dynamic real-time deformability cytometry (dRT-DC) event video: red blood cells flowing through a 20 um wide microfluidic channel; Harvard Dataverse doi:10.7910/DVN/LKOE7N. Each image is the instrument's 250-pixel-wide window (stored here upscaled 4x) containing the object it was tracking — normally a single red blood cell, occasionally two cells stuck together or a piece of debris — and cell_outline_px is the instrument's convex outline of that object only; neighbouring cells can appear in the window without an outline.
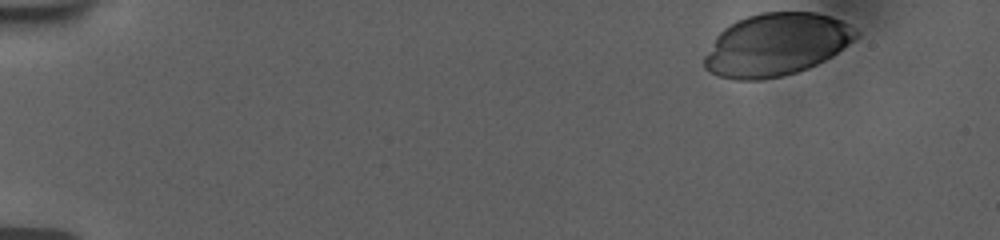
{"species": "human", "species_latin": "Homo sapiens", "temperature_condition": "room temperature", "stored_images_in_passage": 44, "camera_frame_rate_fps": 3000, "um_per_image_px": 0.085, "donor": {"sex": "female"}, "frame": {"image": 1, "passage_image": 1, "time_ms": 0.0, "image_size_px": [1000, 240], "cell_outline_px": [[860, 32], [852, 40], [832, 56], [808, 68], [784, 76], [760, 80], [736, 80], [720, 76], [708, 72], [704, 68], [704, 56], [716, 36], [724, 28], [736, 20], [760, 12], [816, 12], [840, 20], [848, 24]], "centroid_in_image_um": [65.94, 3.8], "position_along_channel_um": 19.1, "area_um2": 55.08}}
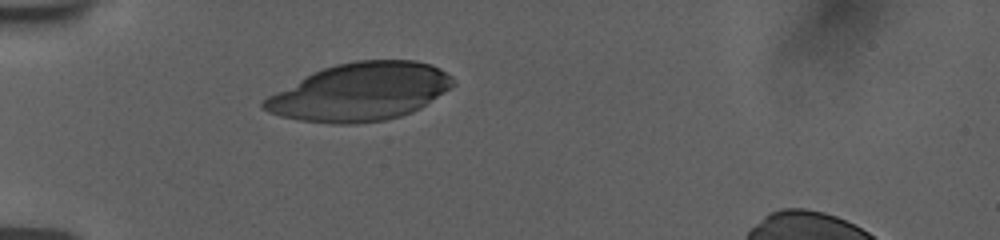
{"frame": {"image": 2, "passage_image": 13, "time_ms": 4.0, "image_size_px": [1000, 240], "cell_outline_px": [[456, 84], [420, 108], [412, 112], [400, 116], [384, 120], [356, 124], [332, 124], [300, 120], [280, 116], [268, 112], [260, 108], [260, 104], [268, 96], [312, 72], [336, 64], [356, 60], [416, 60], [432, 64], [440, 68], [452, 76]], "centroid_in_image_um": [30.61, 7.81], "position_along_channel_um": 54.4, "area_um2": 63.75}}